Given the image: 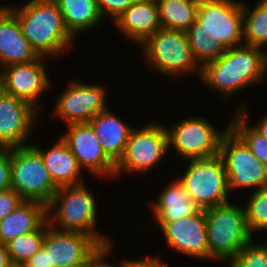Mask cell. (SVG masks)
Masks as SVG:
<instances>
[{
    "label": "cell",
    "mask_w": 267,
    "mask_h": 267,
    "mask_svg": "<svg viewBox=\"0 0 267 267\" xmlns=\"http://www.w3.org/2000/svg\"><path fill=\"white\" fill-rule=\"evenodd\" d=\"M40 56L24 37L16 15L0 6V69L13 64L27 63Z\"/></svg>",
    "instance_id": "ac0fdd59"
},
{
    "label": "cell",
    "mask_w": 267,
    "mask_h": 267,
    "mask_svg": "<svg viewBox=\"0 0 267 267\" xmlns=\"http://www.w3.org/2000/svg\"><path fill=\"white\" fill-rule=\"evenodd\" d=\"M113 242L100 245L89 257H88V267H128V259H122L121 265L117 266L107 261V257L112 253ZM109 255V256H108ZM109 262V263H108Z\"/></svg>",
    "instance_id": "1f68e13d"
},
{
    "label": "cell",
    "mask_w": 267,
    "mask_h": 267,
    "mask_svg": "<svg viewBox=\"0 0 267 267\" xmlns=\"http://www.w3.org/2000/svg\"><path fill=\"white\" fill-rule=\"evenodd\" d=\"M48 226L46 221L38 230L17 236L5 244L9 259L26 263L42 247Z\"/></svg>",
    "instance_id": "f1b7e54d"
},
{
    "label": "cell",
    "mask_w": 267,
    "mask_h": 267,
    "mask_svg": "<svg viewBox=\"0 0 267 267\" xmlns=\"http://www.w3.org/2000/svg\"><path fill=\"white\" fill-rule=\"evenodd\" d=\"M40 154L49 175L57 188L79 185L83 180V170L79 167L77 160L70 148L60 137L50 149L38 147L31 144Z\"/></svg>",
    "instance_id": "ffe728a7"
},
{
    "label": "cell",
    "mask_w": 267,
    "mask_h": 267,
    "mask_svg": "<svg viewBox=\"0 0 267 267\" xmlns=\"http://www.w3.org/2000/svg\"><path fill=\"white\" fill-rule=\"evenodd\" d=\"M47 221V206L37 201H23L0 220V243L38 230Z\"/></svg>",
    "instance_id": "603a6c76"
},
{
    "label": "cell",
    "mask_w": 267,
    "mask_h": 267,
    "mask_svg": "<svg viewBox=\"0 0 267 267\" xmlns=\"http://www.w3.org/2000/svg\"><path fill=\"white\" fill-rule=\"evenodd\" d=\"M30 103L2 90L0 93V148L29 145L37 112Z\"/></svg>",
    "instance_id": "9a60e30c"
},
{
    "label": "cell",
    "mask_w": 267,
    "mask_h": 267,
    "mask_svg": "<svg viewBox=\"0 0 267 267\" xmlns=\"http://www.w3.org/2000/svg\"><path fill=\"white\" fill-rule=\"evenodd\" d=\"M103 17L109 16L113 23L135 0H96Z\"/></svg>",
    "instance_id": "d6a6232c"
},
{
    "label": "cell",
    "mask_w": 267,
    "mask_h": 267,
    "mask_svg": "<svg viewBox=\"0 0 267 267\" xmlns=\"http://www.w3.org/2000/svg\"><path fill=\"white\" fill-rule=\"evenodd\" d=\"M200 0H156L162 28L186 32L196 21Z\"/></svg>",
    "instance_id": "d4e9b609"
},
{
    "label": "cell",
    "mask_w": 267,
    "mask_h": 267,
    "mask_svg": "<svg viewBox=\"0 0 267 267\" xmlns=\"http://www.w3.org/2000/svg\"><path fill=\"white\" fill-rule=\"evenodd\" d=\"M27 267H53L50 265L49 252L41 247L27 262Z\"/></svg>",
    "instance_id": "8d00e7d4"
},
{
    "label": "cell",
    "mask_w": 267,
    "mask_h": 267,
    "mask_svg": "<svg viewBox=\"0 0 267 267\" xmlns=\"http://www.w3.org/2000/svg\"><path fill=\"white\" fill-rule=\"evenodd\" d=\"M11 188L10 148H0V191Z\"/></svg>",
    "instance_id": "e575fe53"
},
{
    "label": "cell",
    "mask_w": 267,
    "mask_h": 267,
    "mask_svg": "<svg viewBox=\"0 0 267 267\" xmlns=\"http://www.w3.org/2000/svg\"><path fill=\"white\" fill-rule=\"evenodd\" d=\"M10 180L11 189L25 201L46 206L58 190L39 152L31 144L10 148Z\"/></svg>",
    "instance_id": "52a82bcc"
},
{
    "label": "cell",
    "mask_w": 267,
    "mask_h": 267,
    "mask_svg": "<svg viewBox=\"0 0 267 267\" xmlns=\"http://www.w3.org/2000/svg\"><path fill=\"white\" fill-rule=\"evenodd\" d=\"M7 7L16 15L24 37L39 56L60 58L74 49L75 38L67 30L54 0H29L20 7Z\"/></svg>",
    "instance_id": "7a4b0ae2"
},
{
    "label": "cell",
    "mask_w": 267,
    "mask_h": 267,
    "mask_svg": "<svg viewBox=\"0 0 267 267\" xmlns=\"http://www.w3.org/2000/svg\"><path fill=\"white\" fill-rule=\"evenodd\" d=\"M219 155L225 166L229 193L244 188L251 192L267 188V165L253 155L231 128L222 137Z\"/></svg>",
    "instance_id": "9c48e42d"
},
{
    "label": "cell",
    "mask_w": 267,
    "mask_h": 267,
    "mask_svg": "<svg viewBox=\"0 0 267 267\" xmlns=\"http://www.w3.org/2000/svg\"><path fill=\"white\" fill-rule=\"evenodd\" d=\"M62 140L70 148L79 167L95 177L114 178L115 163L103 151L99 139L88 123L69 124ZM107 176V177H106Z\"/></svg>",
    "instance_id": "5bb4252c"
},
{
    "label": "cell",
    "mask_w": 267,
    "mask_h": 267,
    "mask_svg": "<svg viewBox=\"0 0 267 267\" xmlns=\"http://www.w3.org/2000/svg\"><path fill=\"white\" fill-rule=\"evenodd\" d=\"M209 261L226 263L254 237L250 234L243 205L227 202L204 209Z\"/></svg>",
    "instance_id": "277c9868"
},
{
    "label": "cell",
    "mask_w": 267,
    "mask_h": 267,
    "mask_svg": "<svg viewBox=\"0 0 267 267\" xmlns=\"http://www.w3.org/2000/svg\"><path fill=\"white\" fill-rule=\"evenodd\" d=\"M86 184L58 188L47 205V221L58 230L90 235L100 245L111 243V237L95 228L98 223L97 198Z\"/></svg>",
    "instance_id": "3957f363"
},
{
    "label": "cell",
    "mask_w": 267,
    "mask_h": 267,
    "mask_svg": "<svg viewBox=\"0 0 267 267\" xmlns=\"http://www.w3.org/2000/svg\"><path fill=\"white\" fill-rule=\"evenodd\" d=\"M118 31L136 44H142L162 28L156 0H135L114 22ZM131 40V41H130Z\"/></svg>",
    "instance_id": "d6986e66"
},
{
    "label": "cell",
    "mask_w": 267,
    "mask_h": 267,
    "mask_svg": "<svg viewBox=\"0 0 267 267\" xmlns=\"http://www.w3.org/2000/svg\"><path fill=\"white\" fill-rule=\"evenodd\" d=\"M247 103H241L230 119V128L246 143L253 155L267 165V140L253 126L250 120Z\"/></svg>",
    "instance_id": "4316f807"
},
{
    "label": "cell",
    "mask_w": 267,
    "mask_h": 267,
    "mask_svg": "<svg viewBox=\"0 0 267 267\" xmlns=\"http://www.w3.org/2000/svg\"><path fill=\"white\" fill-rule=\"evenodd\" d=\"M171 181L157 194L156 200L150 203L159 228L166 222L192 216L200 210L178 179Z\"/></svg>",
    "instance_id": "7402d4cb"
},
{
    "label": "cell",
    "mask_w": 267,
    "mask_h": 267,
    "mask_svg": "<svg viewBox=\"0 0 267 267\" xmlns=\"http://www.w3.org/2000/svg\"><path fill=\"white\" fill-rule=\"evenodd\" d=\"M247 200L243 207L250 234L267 232V188L251 192Z\"/></svg>",
    "instance_id": "f546056e"
},
{
    "label": "cell",
    "mask_w": 267,
    "mask_h": 267,
    "mask_svg": "<svg viewBox=\"0 0 267 267\" xmlns=\"http://www.w3.org/2000/svg\"><path fill=\"white\" fill-rule=\"evenodd\" d=\"M3 88H2V81H1V78H0V93L2 92Z\"/></svg>",
    "instance_id": "b9f144b4"
},
{
    "label": "cell",
    "mask_w": 267,
    "mask_h": 267,
    "mask_svg": "<svg viewBox=\"0 0 267 267\" xmlns=\"http://www.w3.org/2000/svg\"><path fill=\"white\" fill-rule=\"evenodd\" d=\"M252 126L267 140V113Z\"/></svg>",
    "instance_id": "74e56055"
},
{
    "label": "cell",
    "mask_w": 267,
    "mask_h": 267,
    "mask_svg": "<svg viewBox=\"0 0 267 267\" xmlns=\"http://www.w3.org/2000/svg\"><path fill=\"white\" fill-rule=\"evenodd\" d=\"M185 33L193 57L201 68L224 54L225 47L216 40L210 39L204 32L197 31L196 22Z\"/></svg>",
    "instance_id": "83f0119b"
},
{
    "label": "cell",
    "mask_w": 267,
    "mask_h": 267,
    "mask_svg": "<svg viewBox=\"0 0 267 267\" xmlns=\"http://www.w3.org/2000/svg\"><path fill=\"white\" fill-rule=\"evenodd\" d=\"M211 122L206 117L195 115L184 117L170 128L165 125L169 150L174 149L176 156L185 160L216 156L230 123L222 131Z\"/></svg>",
    "instance_id": "30bf717a"
},
{
    "label": "cell",
    "mask_w": 267,
    "mask_h": 267,
    "mask_svg": "<svg viewBox=\"0 0 267 267\" xmlns=\"http://www.w3.org/2000/svg\"><path fill=\"white\" fill-rule=\"evenodd\" d=\"M62 13L65 26L75 38L79 33L98 27L104 19L96 0H54Z\"/></svg>",
    "instance_id": "cb8c5ba5"
},
{
    "label": "cell",
    "mask_w": 267,
    "mask_h": 267,
    "mask_svg": "<svg viewBox=\"0 0 267 267\" xmlns=\"http://www.w3.org/2000/svg\"><path fill=\"white\" fill-rule=\"evenodd\" d=\"M115 114L107 108L90 120L88 124L94 130L103 151L116 164L123 156L126 143L134 127Z\"/></svg>",
    "instance_id": "44dd1931"
},
{
    "label": "cell",
    "mask_w": 267,
    "mask_h": 267,
    "mask_svg": "<svg viewBox=\"0 0 267 267\" xmlns=\"http://www.w3.org/2000/svg\"><path fill=\"white\" fill-rule=\"evenodd\" d=\"M166 153H169L168 133L162 123L151 120L141 128L134 127L123 156L115 164L114 178L123 173L148 175L151 168L159 166Z\"/></svg>",
    "instance_id": "8992f818"
},
{
    "label": "cell",
    "mask_w": 267,
    "mask_h": 267,
    "mask_svg": "<svg viewBox=\"0 0 267 267\" xmlns=\"http://www.w3.org/2000/svg\"><path fill=\"white\" fill-rule=\"evenodd\" d=\"M24 199L13 189L0 191V220L14 211Z\"/></svg>",
    "instance_id": "836d02e7"
},
{
    "label": "cell",
    "mask_w": 267,
    "mask_h": 267,
    "mask_svg": "<svg viewBox=\"0 0 267 267\" xmlns=\"http://www.w3.org/2000/svg\"><path fill=\"white\" fill-rule=\"evenodd\" d=\"M159 229L170 249L187 255L189 258L209 260L206 219L203 209L192 216L166 222Z\"/></svg>",
    "instance_id": "2e32d148"
},
{
    "label": "cell",
    "mask_w": 267,
    "mask_h": 267,
    "mask_svg": "<svg viewBox=\"0 0 267 267\" xmlns=\"http://www.w3.org/2000/svg\"><path fill=\"white\" fill-rule=\"evenodd\" d=\"M266 49L241 45L225 49L217 60L201 68V83L229 99L238 91L267 81ZM212 87V88H211Z\"/></svg>",
    "instance_id": "6da1fadb"
},
{
    "label": "cell",
    "mask_w": 267,
    "mask_h": 267,
    "mask_svg": "<svg viewBox=\"0 0 267 267\" xmlns=\"http://www.w3.org/2000/svg\"><path fill=\"white\" fill-rule=\"evenodd\" d=\"M144 60L161 77L166 78L195 73L200 78L201 67L195 61L185 32L158 29L141 45Z\"/></svg>",
    "instance_id": "5b68a950"
},
{
    "label": "cell",
    "mask_w": 267,
    "mask_h": 267,
    "mask_svg": "<svg viewBox=\"0 0 267 267\" xmlns=\"http://www.w3.org/2000/svg\"><path fill=\"white\" fill-rule=\"evenodd\" d=\"M64 267H88V258L84 262L77 263L74 265L64 266Z\"/></svg>",
    "instance_id": "60d3db41"
},
{
    "label": "cell",
    "mask_w": 267,
    "mask_h": 267,
    "mask_svg": "<svg viewBox=\"0 0 267 267\" xmlns=\"http://www.w3.org/2000/svg\"><path fill=\"white\" fill-rule=\"evenodd\" d=\"M7 267H27L25 262L9 261Z\"/></svg>",
    "instance_id": "ab89813d"
},
{
    "label": "cell",
    "mask_w": 267,
    "mask_h": 267,
    "mask_svg": "<svg viewBox=\"0 0 267 267\" xmlns=\"http://www.w3.org/2000/svg\"><path fill=\"white\" fill-rule=\"evenodd\" d=\"M128 267H168L167 262L164 263L162 259L157 255L146 257L142 259H128Z\"/></svg>",
    "instance_id": "d590c367"
},
{
    "label": "cell",
    "mask_w": 267,
    "mask_h": 267,
    "mask_svg": "<svg viewBox=\"0 0 267 267\" xmlns=\"http://www.w3.org/2000/svg\"><path fill=\"white\" fill-rule=\"evenodd\" d=\"M55 102L54 116L67 125L88 123L106 110L107 89L102 85L72 80Z\"/></svg>",
    "instance_id": "7c38bea8"
},
{
    "label": "cell",
    "mask_w": 267,
    "mask_h": 267,
    "mask_svg": "<svg viewBox=\"0 0 267 267\" xmlns=\"http://www.w3.org/2000/svg\"><path fill=\"white\" fill-rule=\"evenodd\" d=\"M252 239L241 252L228 260V267H267V240L254 243Z\"/></svg>",
    "instance_id": "4dcf8cb0"
},
{
    "label": "cell",
    "mask_w": 267,
    "mask_h": 267,
    "mask_svg": "<svg viewBox=\"0 0 267 267\" xmlns=\"http://www.w3.org/2000/svg\"><path fill=\"white\" fill-rule=\"evenodd\" d=\"M100 244L90 235L48 226L42 247L49 252L50 265L64 267L84 262Z\"/></svg>",
    "instance_id": "e0dca14e"
},
{
    "label": "cell",
    "mask_w": 267,
    "mask_h": 267,
    "mask_svg": "<svg viewBox=\"0 0 267 267\" xmlns=\"http://www.w3.org/2000/svg\"><path fill=\"white\" fill-rule=\"evenodd\" d=\"M186 161L188 162L186 171L177 179L200 209L204 210L230 201L225 166L219 154Z\"/></svg>",
    "instance_id": "ba28073f"
},
{
    "label": "cell",
    "mask_w": 267,
    "mask_h": 267,
    "mask_svg": "<svg viewBox=\"0 0 267 267\" xmlns=\"http://www.w3.org/2000/svg\"><path fill=\"white\" fill-rule=\"evenodd\" d=\"M242 1L244 45L267 48V0H258L254 7Z\"/></svg>",
    "instance_id": "484cf974"
},
{
    "label": "cell",
    "mask_w": 267,
    "mask_h": 267,
    "mask_svg": "<svg viewBox=\"0 0 267 267\" xmlns=\"http://www.w3.org/2000/svg\"><path fill=\"white\" fill-rule=\"evenodd\" d=\"M46 57L0 69L3 91L30 103L39 112L45 106L40 103L42 95L53 88L47 71ZM41 104V105H40Z\"/></svg>",
    "instance_id": "4fadbf2b"
},
{
    "label": "cell",
    "mask_w": 267,
    "mask_h": 267,
    "mask_svg": "<svg viewBox=\"0 0 267 267\" xmlns=\"http://www.w3.org/2000/svg\"><path fill=\"white\" fill-rule=\"evenodd\" d=\"M195 22L225 49L244 45L241 0H200Z\"/></svg>",
    "instance_id": "8fae6325"
},
{
    "label": "cell",
    "mask_w": 267,
    "mask_h": 267,
    "mask_svg": "<svg viewBox=\"0 0 267 267\" xmlns=\"http://www.w3.org/2000/svg\"><path fill=\"white\" fill-rule=\"evenodd\" d=\"M9 261L6 245L0 243V267H7Z\"/></svg>",
    "instance_id": "f35d334b"
}]
</instances>
